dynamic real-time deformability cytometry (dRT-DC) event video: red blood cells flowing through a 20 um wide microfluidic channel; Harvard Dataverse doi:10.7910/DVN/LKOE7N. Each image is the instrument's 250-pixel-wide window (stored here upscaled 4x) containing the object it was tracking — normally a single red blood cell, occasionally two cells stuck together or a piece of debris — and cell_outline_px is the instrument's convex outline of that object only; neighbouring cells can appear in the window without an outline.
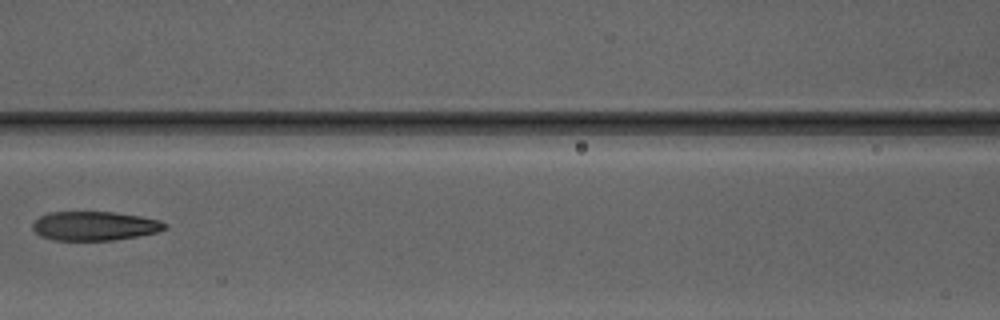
{"species": "Egyptian fruit bat (a non-hibernating species)", "species_latin": "Rousettus aegyptiacus", "temperature_condition": "warm", "stored_images_in_passage": 5, "camera_frame_rate_fps": 3000, "um_per_image_px": 0.085, "animal": {"sex": "male"}, "frame": {"image": 1, "passage_image": 5, "time_ms": 5.0, "image_size_px": [1000, 320], "cell_outline_px": [[168, 228], [156, 232], [136, 236], [112, 240], [52, 240], [40, 236], [32, 228], [32, 224], [40, 216], [48, 212], [116, 212], [140, 216], [160, 220], [168, 224]], "centroid_in_image_um": [8.04, 19.2], "position_along_channel_um": 158.6, "area_um2": 22.43}}